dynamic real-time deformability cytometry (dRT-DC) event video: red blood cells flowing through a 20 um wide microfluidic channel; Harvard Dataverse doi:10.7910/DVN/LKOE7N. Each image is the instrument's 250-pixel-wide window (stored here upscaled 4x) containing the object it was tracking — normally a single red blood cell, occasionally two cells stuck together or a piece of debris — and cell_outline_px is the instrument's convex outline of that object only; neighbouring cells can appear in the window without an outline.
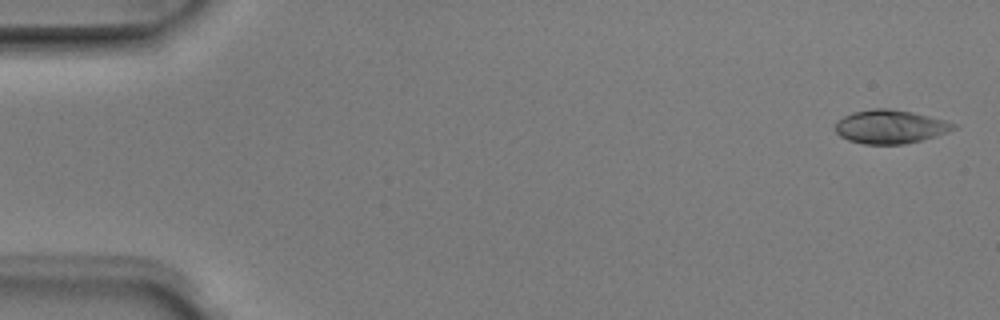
{"species": "Egyptian fruit bat (a non-hibernating species)", "species_latin": "Rousettus aegyptiacus", "temperature_condition": "room temperature", "stored_images_in_passage": 4, "camera_frame_rate_fps": 3000, "um_per_image_px": 0.085, "animal": {"sex": "male"}, "frame": {"image": 1, "passage_image": 1, "time_ms": 0.0, "image_size_px": [1000, 320], "cell_outline_px": [[960, 128], [936, 136], [904, 144], [864, 144], [848, 140], [840, 136], [836, 132], [836, 120], [852, 112], [872, 108], [888, 108], [912, 112], [948, 120], [956, 124]], "centroid_in_image_um": [75.7, 10.76], "position_along_channel_um": 9.3, "area_um2": 23.41}}
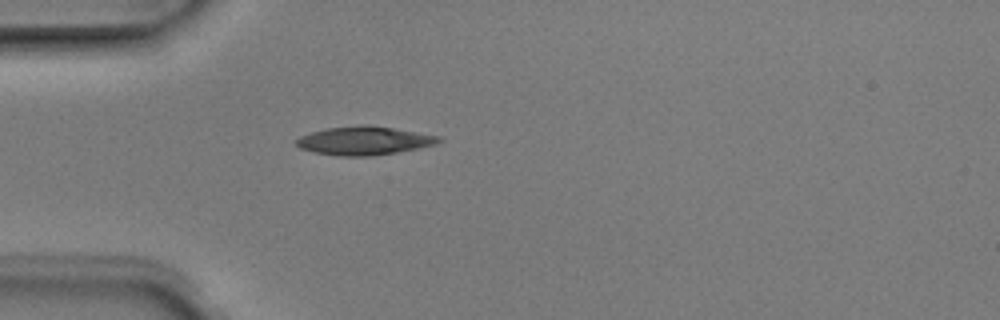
{"frame": {"image": 2, "passage_image": 4, "time_ms": 1.0, "image_size_px": [1000, 320], "cell_outline_px": [[444, 140], [436, 144], [396, 152], [372, 156], [340, 156], [312, 152], [300, 148], [296, 144], [296, 140], [300, 136], [312, 132], [328, 128], [360, 124], [368, 124], [440, 136]], "centroid_in_image_um": [30.94, 11.95], "position_along_channel_um": 54.1, "area_um2": 23.58}}